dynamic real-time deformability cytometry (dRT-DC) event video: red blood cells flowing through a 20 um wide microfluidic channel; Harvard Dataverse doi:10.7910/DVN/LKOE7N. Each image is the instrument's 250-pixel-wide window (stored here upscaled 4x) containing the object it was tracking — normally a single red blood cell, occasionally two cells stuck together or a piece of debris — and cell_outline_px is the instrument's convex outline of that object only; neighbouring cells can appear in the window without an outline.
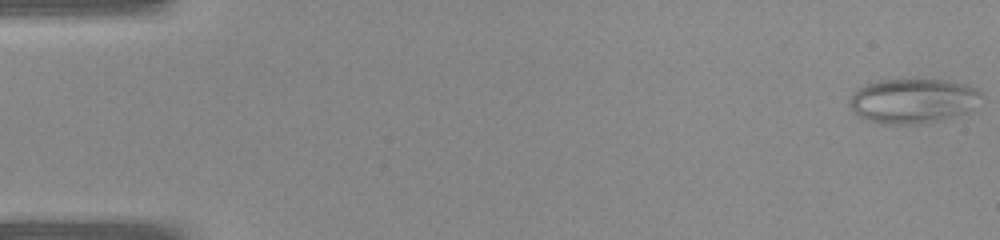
{"species": "common noctule bat (a hibernating species)", "species_latin": "Nyctalus noctula", "temperature_condition": "warm", "stored_images_in_passage": 41, "camera_frame_rate_fps": 3000, "um_per_image_px": 0.085, "animal": {"sex": "female", "body_mass_g": 22.0, "forearm_length_mm": 56.7}, "frame": {"image": 1, "passage_image": 1, "time_ms": 0.0, "image_size_px": [1000, 240], "cell_outline_px": [[980, 92], [964, 112], [952, 116], [936, 120], [908, 124], [880, 124], [868, 120], [852, 112], [848, 100], [852, 92], [856, 88], [880, 80], [944, 80], [964, 84]], "centroid_in_image_um": [77.41, 8.56], "position_along_channel_um": 7.6, "area_um2": 33.18}}
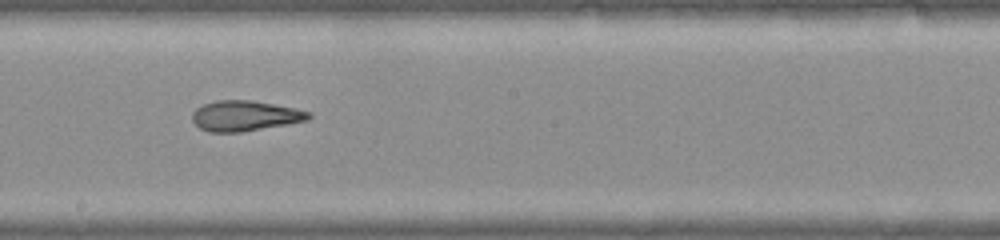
{"frame": {"image": 2, "passage_image": 23, "time_ms": 7.333, "image_size_px": [1000, 240], "cell_outline_px": [[312, 116], [308, 120], [288, 124], [240, 132], [208, 132], [200, 128], [192, 120], [192, 112], [196, 108], [204, 104], [216, 100], [252, 100], [296, 108], [312, 112]], "centroid_in_image_um": [20.84, 9.84], "position_along_channel_um": 227.4, "area_um2": 20.69}}
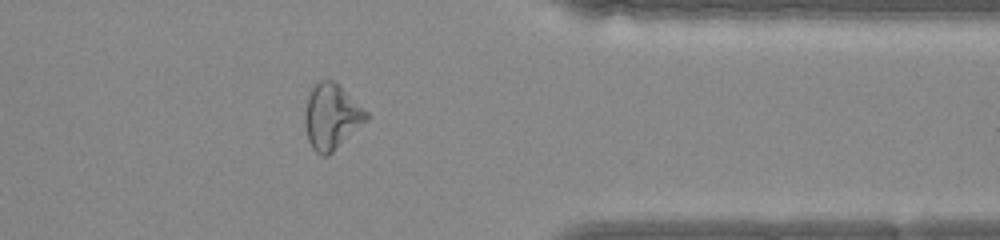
{"frame": {"image": 3, "passage_image": 33, "time_ms": 10.667, "image_size_px": [1000, 240], "cell_outline_px": [[368, 116], [328, 156], [320, 156], [312, 148], [308, 140], [304, 124], [304, 112], [308, 96], [312, 88], [320, 80], [332, 80], [368, 112]], "centroid_in_image_um": [28.11, 9.92], "position_along_channel_um": 383.3, "area_um2": 22.66}}